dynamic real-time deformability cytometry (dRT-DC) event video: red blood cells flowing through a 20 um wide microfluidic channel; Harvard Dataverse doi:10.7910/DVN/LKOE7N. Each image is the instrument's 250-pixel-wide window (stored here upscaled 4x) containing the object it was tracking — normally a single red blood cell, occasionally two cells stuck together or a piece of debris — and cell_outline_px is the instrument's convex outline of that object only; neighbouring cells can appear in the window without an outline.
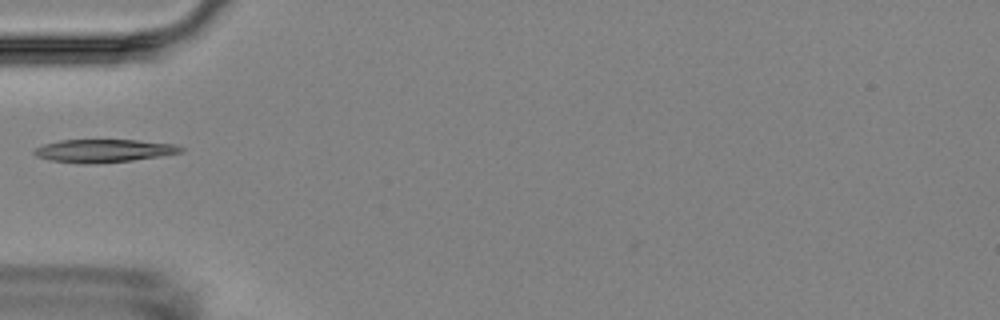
{"species": "Egyptian fruit bat (a non-hibernating species)", "species_latin": "Rousettus aegyptiacus", "temperature_condition": "room temperature", "stored_images_in_passage": 8, "camera_frame_rate_fps": 3000, "um_per_image_px": 0.085, "animal": {"sex": "female"}, "frame": {"image": 1, "passage_image": 5, "time_ms": 5.0, "image_size_px": [1000, 320], "cell_outline_px": [[184, 152], [160, 156], [132, 160], [52, 160], [36, 156], [32, 152], [36, 148], [44, 144], [60, 140], [136, 140], [176, 144], [184, 148]], "centroid_in_image_um": [8.93, 12.75], "position_along_channel_um": 76.1, "area_um2": 18.32}}
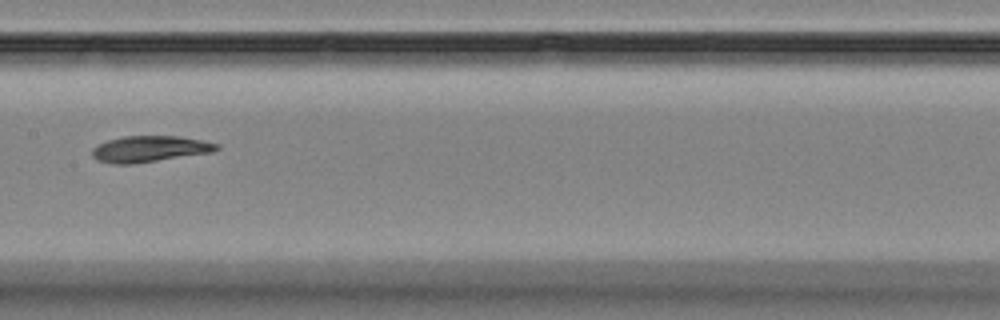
{"frame": {"image": 2, "passage_image": 8, "time_ms": 8.333, "image_size_px": [1000, 320], "cell_outline_px": [[220, 148], [212, 152], [132, 164], [116, 164], [100, 160], [92, 156], [92, 148], [108, 140], [124, 136], [180, 136], [220, 144]], "centroid_in_image_um": [12.75, 12.65], "position_along_channel_um": 194.7, "area_um2": 18.73}}